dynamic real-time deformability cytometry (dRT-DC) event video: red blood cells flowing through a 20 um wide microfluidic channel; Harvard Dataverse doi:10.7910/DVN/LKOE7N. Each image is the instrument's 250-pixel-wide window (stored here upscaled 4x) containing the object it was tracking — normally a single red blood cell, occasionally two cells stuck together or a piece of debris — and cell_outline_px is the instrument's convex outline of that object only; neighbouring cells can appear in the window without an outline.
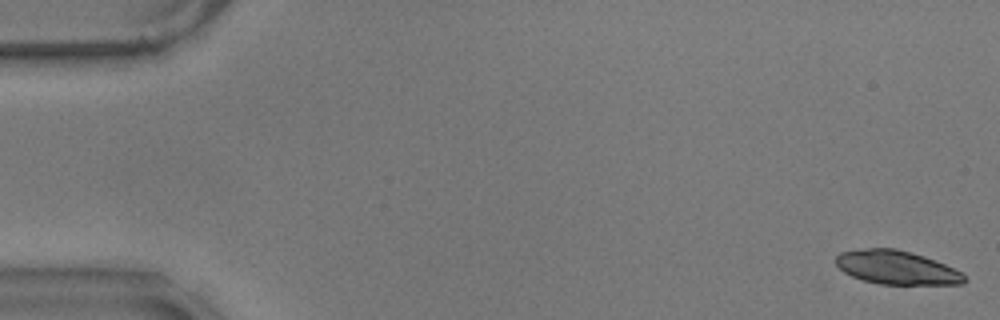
{"species": "common noctule bat (a hibernating species)", "species_latin": "Nyctalus noctula", "temperature_condition": "warm", "stored_images_in_passage": 8, "camera_frame_rate_fps": 3000, "um_per_image_px": 0.085, "animal": {"sex": "male", "body_mass_g": 17.9}, "frame": {"image": 1, "passage_image": 1, "time_ms": 0.0, "image_size_px": [1000, 320], "cell_outline_px": [[968, 280], [964, 284], [880, 284], [864, 280], [852, 276], [844, 272], [836, 264], [836, 256], [840, 252], [868, 248], [896, 248], [912, 252], [924, 256], [964, 272]], "centroid_in_image_um": [76.26, 22.74], "position_along_channel_um": 8.7, "area_um2": 25.26}}